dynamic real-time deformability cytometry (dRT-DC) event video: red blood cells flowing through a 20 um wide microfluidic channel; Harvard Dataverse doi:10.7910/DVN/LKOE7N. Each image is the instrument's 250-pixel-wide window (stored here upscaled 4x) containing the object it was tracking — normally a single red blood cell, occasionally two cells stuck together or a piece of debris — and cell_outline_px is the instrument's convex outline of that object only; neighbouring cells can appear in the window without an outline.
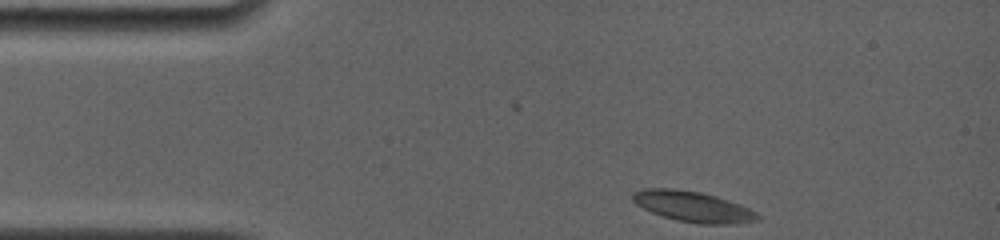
{"species": "common noctule bat (a hibernating species)", "species_latin": "Nyctalus noctula", "temperature_condition": "room temperature", "stored_images_in_passage": 41, "camera_frame_rate_fps": 4000, "um_per_image_px": 0.085, "animal": {"sex": "female", "body_mass_g": 19.0, "forearm_length_mm": 56.7}, "frame": {"image": 1, "passage_image": 1, "time_ms": 0.0, "image_size_px": [1000, 240], "cell_outline_px": [[764, 216], [760, 220], [732, 224], [700, 224], [680, 220], [664, 216], [652, 212], [636, 204], [632, 200], [632, 192], [644, 188], [672, 188], [700, 192], [716, 196], [740, 204]], "centroid_in_image_um": [58.94, 17.56], "position_along_channel_um": 26.1, "area_um2": 22.25}}
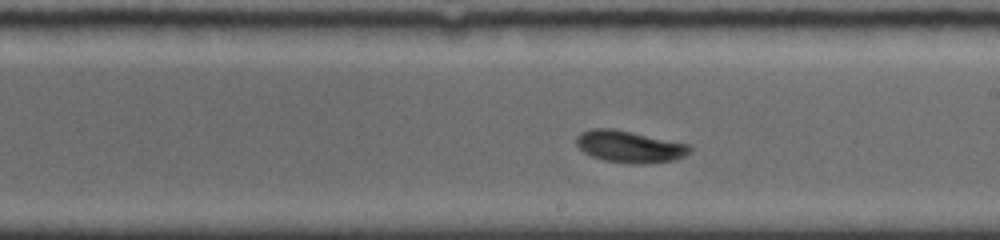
{"frame": {"image": 2, "passage_image": 23, "time_ms": 7.0, "image_size_px": [1000, 240], "cell_outline_px": [[692, 148], [684, 156], [676, 160], [644, 164], [632, 164], [604, 160], [592, 156], [584, 152], [576, 144], [576, 136], [580, 132], [592, 128], [612, 128], [632, 132], [688, 144]], "centroid_in_image_um": [53.49, 12.46], "position_along_channel_um": 235.5, "area_um2": 21.04}}
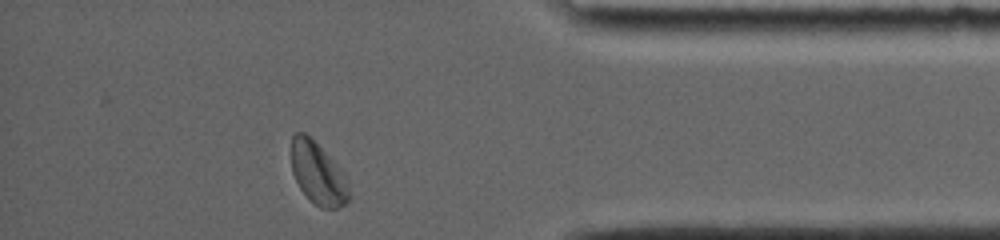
{"frame": {"image": 3, "passage_image": 40, "time_ms": 12.0, "image_size_px": [1000, 240], "cell_outline_px": [[348, 200], [344, 204], [336, 208], [320, 208], [300, 188], [292, 172], [292, 136], [296, 132], [304, 132], [348, 176]], "centroid_in_image_um": [27.03, 14.75], "position_along_channel_um": 408.2, "area_um2": 20.35}, "authors_computed_cell_mechanics": {"area_um2": 21.0392, "velocity_mm_per_s": 3.7404, "shape_relaxation_time_tau1_ms": 2.5825, "shape_relaxation_time_tau2_ms": 3.806, "deformation_change_tau1": 0.1335, "deformation_change_tau2": 0.0713}}